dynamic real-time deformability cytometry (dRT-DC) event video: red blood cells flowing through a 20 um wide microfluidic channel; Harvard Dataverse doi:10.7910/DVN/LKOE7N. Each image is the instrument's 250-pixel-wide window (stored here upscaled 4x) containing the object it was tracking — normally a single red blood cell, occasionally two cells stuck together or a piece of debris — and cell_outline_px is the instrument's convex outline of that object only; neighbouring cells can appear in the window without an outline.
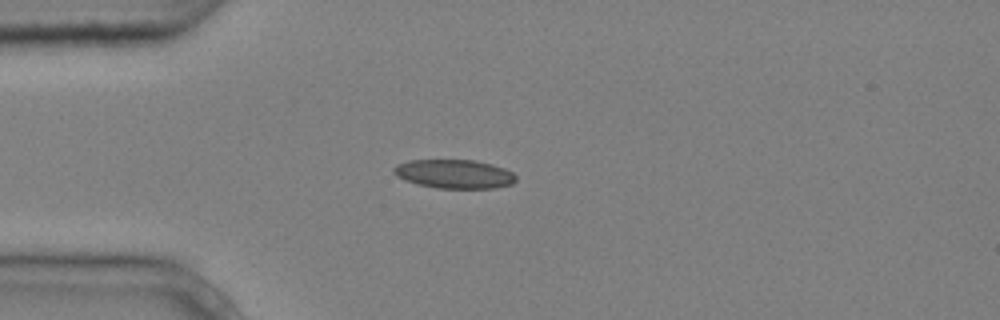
{"species": "common noctule bat (a hibernating species)", "species_latin": "Nyctalus noctula", "temperature_condition": "cold", "stored_images_in_passage": 5, "camera_frame_rate_fps": 3000, "um_per_image_px": 0.085, "animal": {"sex": "male", "body_mass_g": 20.4}, "frame": {"image": 1, "passage_image": 3, "time_ms": 0.667, "image_size_px": [1000, 320], "cell_outline_px": [[516, 180], [512, 184], [496, 188], [436, 188], [416, 184], [404, 180], [396, 176], [392, 172], [392, 168], [396, 164], [408, 160], [476, 160], [492, 164], [504, 168], [512, 172], [516, 176]], "centroid_in_image_um": [38.58, 14.78], "position_along_channel_um": 46.4, "area_um2": 20.81}}
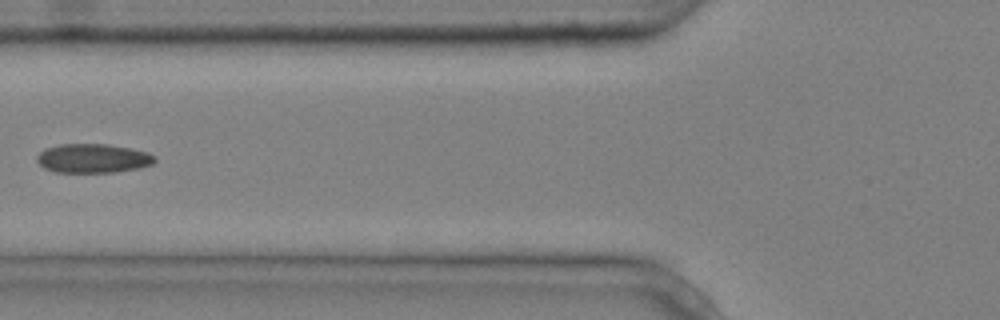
{"frame": {"image": 2, "passage_image": 5, "time_ms": 1.333, "image_size_px": [1000, 320], "cell_outline_px": [[156, 160], [152, 164], [140, 168], [116, 172], [56, 172], [44, 168], [36, 160], [36, 156], [44, 148], [60, 144], [108, 144], [148, 152], [156, 156]], "centroid_in_image_um": [7.9, 13.46], "position_along_channel_um": 117.9, "area_um2": 20.06}}